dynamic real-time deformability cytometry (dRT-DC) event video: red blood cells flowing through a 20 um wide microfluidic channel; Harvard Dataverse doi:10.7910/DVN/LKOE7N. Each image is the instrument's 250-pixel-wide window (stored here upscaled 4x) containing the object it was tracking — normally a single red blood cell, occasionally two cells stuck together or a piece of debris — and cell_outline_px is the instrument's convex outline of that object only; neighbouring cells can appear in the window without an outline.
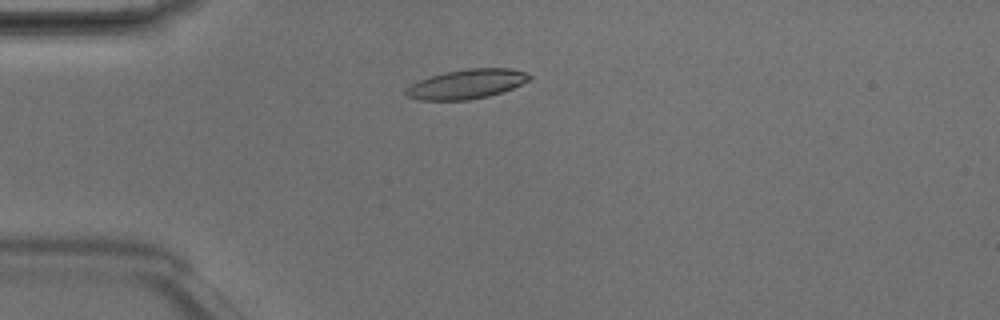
{"species": "Egyptian fruit bat (a non-hibernating species)", "species_latin": "Rousettus aegyptiacus", "temperature_condition": "room temperature", "stored_images_in_passage": 2, "camera_frame_rate_fps": 3000, "um_per_image_px": 0.085, "animal": {"sex": "male"}, "frame": {"image": 1, "passage_image": 2, "time_ms": 0.333, "image_size_px": [1000, 320], "cell_outline_px": [[532, 76], [528, 80], [512, 88], [488, 96], [468, 100], [420, 100], [408, 96], [404, 92], [404, 88], [420, 80], [432, 76], [448, 72], [468, 68], [512, 68], [524, 72]], "centroid_in_image_um": [39.65, 7.15], "position_along_channel_um": 45.3, "area_um2": 20.87}}